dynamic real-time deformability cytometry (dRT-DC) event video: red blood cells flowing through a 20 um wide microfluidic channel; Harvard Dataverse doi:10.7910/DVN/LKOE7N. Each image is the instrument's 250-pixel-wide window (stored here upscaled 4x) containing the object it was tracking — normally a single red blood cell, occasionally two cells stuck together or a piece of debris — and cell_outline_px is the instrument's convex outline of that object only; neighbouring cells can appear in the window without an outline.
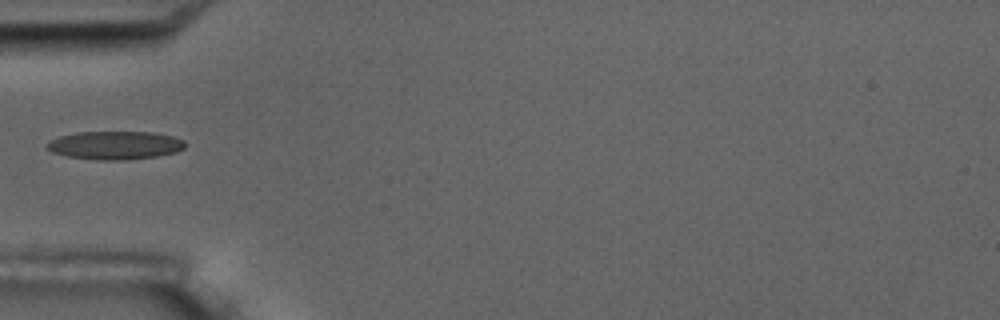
{"species": "common noctule bat (a hibernating species)", "species_latin": "Nyctalus noctula", "temperature_condition": "room temperature", "stored_images_in_passage": 2, "camera_frame_rate_fps": 3000, "um_per_image_px": 0.085, "animal": {"sex": "male", "body_mass_g": 17.5, "forearm_length_mm": 52.3}, "frame": {"image": 1, "passage_image": 1, "time_ms": 0.0, "image_size_px": [1000, 320], "cell_outline_px": [[184, 148], [176, 152], [156, 156], [124, 160], [100, 160], [68, 156], [52, 152], [44, 148], [44, 144], [48, 140], [60, 136], [76, 132], [152, 132], [172, 136], [184, 140]], "centroid_in_image_um": [9.72, 12.34], "position_along_channel_um": 75.3, "area_um2": 22.83}}